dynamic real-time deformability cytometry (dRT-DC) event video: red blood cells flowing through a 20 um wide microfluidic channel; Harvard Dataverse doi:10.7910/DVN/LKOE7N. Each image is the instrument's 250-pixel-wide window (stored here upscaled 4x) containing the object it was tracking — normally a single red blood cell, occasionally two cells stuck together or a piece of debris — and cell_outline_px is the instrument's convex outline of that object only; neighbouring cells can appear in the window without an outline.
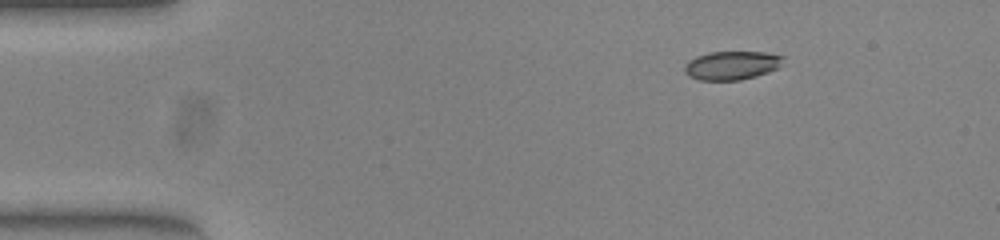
{"species": "common noctule bat (a hibernating species)", "species_latin": "Nyctalus noctula", "temperature_condition": "warm", "stored_images_in_passage": 47, "camera_frame_rate_fps": 3000, "um_per_image_px": 0.085, "animal": {"sex": "female", "body_mass_g": 23.0, "forearm_length_mm": 53.4}, "frame": {"image": 1, "passage_image": 1, "time_ms": 0.0, "image_size_px": [1000, 240], "cell_outline_px": [[784, 56], [776, 68], [768, 72], [756, 76], [740, 80], [700, 80], [684, 72], [684, 64], [688, 60], [696, 56], [708, 52], [764, 52]], "centroid_in_image_um": [62.15, 5.55], "position_along_channel_um": 22.9, "area_um2": 16.3}}
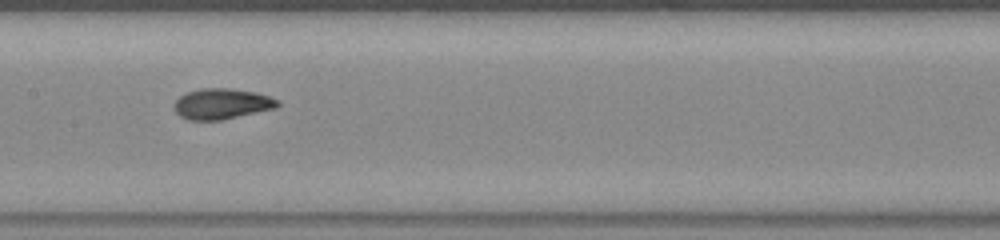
{"frame": {"image": 2, "passage_image": 20, "time_ms": 6.333, "image_size_px": [1000, 240], "cell_outline_px": [[280, 104], [276, 108], [220, 120], [188, 120], [180, 116], [176, 112], [176, 100], [180, 96], [188, 92], [200, 88], [228, 88], [256, 92], [280, 100]], "centroid_in_image_um": [18.88, 8.82], "position_along_channel_um": 188.5, "area_um2": 18.32}}
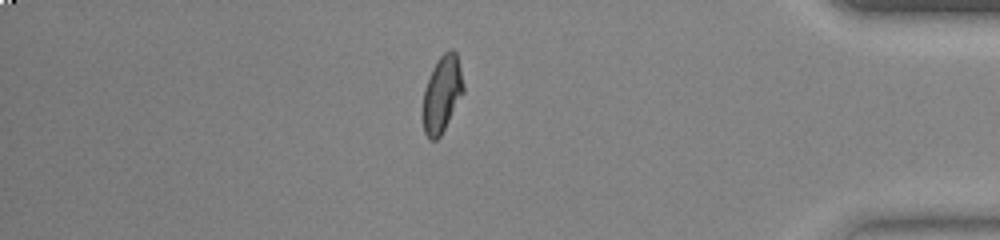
{"frame": {"image": 3, "passage_image": 39, "time_ms": 12.667, "image_size_px": [1000, 240], "cell_outline_px": [[464, 92], [440, 136], [436, 140], [432, 140], [424, 132], [420, 116], [424, 88], [432, 68], [436, 60], [444, 52], [452, 48], [456, 52], [464, 84]], "centroid_in_image_um": [37.53, 7.99], "position_along_channel_um": 397.7, "area_um2": 18.44}, "authors_computed_cell_mechanics": {"area_um2": 18.207, "velocity_mm_per_s": 3.8785, "shape_relaxation_time_tau1_ms": 4.3395, "shape_relaxation_time_tau2_ms": 1.4654, "deformation_change_tau1": 0.1831, "deformation_change_tau2": 0.0599}}